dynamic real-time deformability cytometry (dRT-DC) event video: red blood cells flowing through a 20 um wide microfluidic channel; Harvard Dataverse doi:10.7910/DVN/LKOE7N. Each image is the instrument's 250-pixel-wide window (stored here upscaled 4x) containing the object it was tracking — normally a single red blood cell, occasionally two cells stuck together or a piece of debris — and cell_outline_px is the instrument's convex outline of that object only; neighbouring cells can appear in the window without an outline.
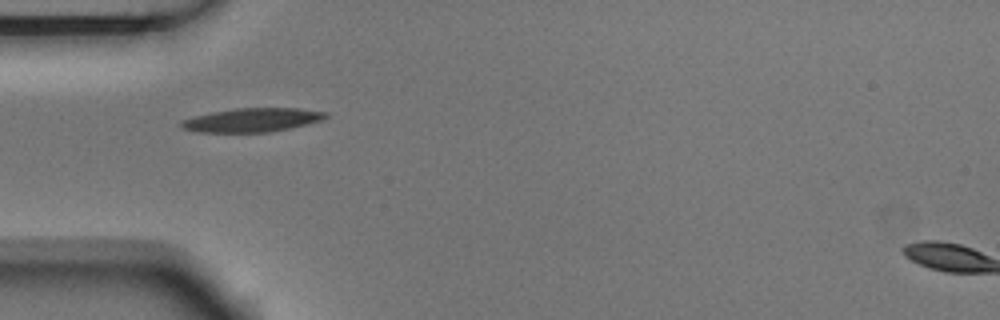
{"species": "Egyptian fruit bat (a non-hibernating species)", "species_latin": "Rousettus aegyptiacus", "temperature_condition": "room temperature", "stored_images_in_passage": 2, "camera_frame_rate_fps": 3000, "um_per_image_px": 0.085, "animal": {"sex": "male"}, "frame": {"image": 1, "passage_image": 1, "time_ms": 0.0, "image_size_px": [1000, 320], "cell_outline_px": [[328, 116], [320, 120], [292, 128], [268, 132], [196, 132], [180, 128], [180, 120], [212, 112], [236, 108], [300, 108], [328, 112]], "centroid_in_image_um": [21.41, 10.2], "position_along_channel_um": 63.6, "area_um2": 20.06}}
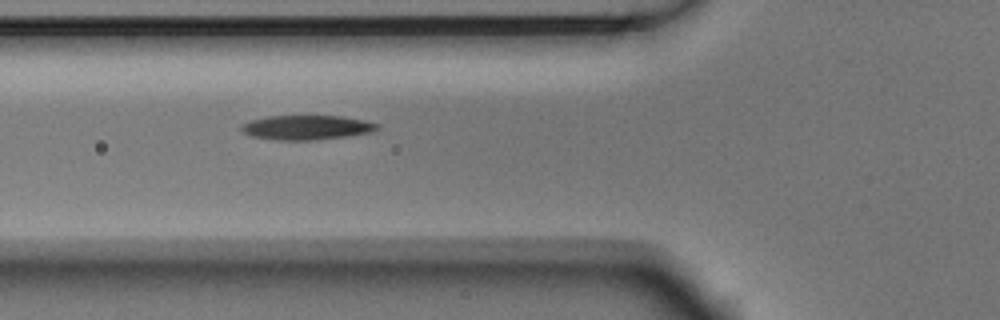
{"frame": {"image": 2, "passage_image": 2, "time_ms": 0.333, "image_size_px": [1000, 320], "cell_outline_px": [[380, 128], [372, 132], [348, 136], [316, 140], [276, 140], [248, 136], [240, 128], [240, 124], [252, 120], [268, 116], [340, 116], [364, 120], [380, 124]], "centroid_in_image_um": [26.06, 10.84], "position_along_channel_um": 99.7, "area_um2": 19.54}}